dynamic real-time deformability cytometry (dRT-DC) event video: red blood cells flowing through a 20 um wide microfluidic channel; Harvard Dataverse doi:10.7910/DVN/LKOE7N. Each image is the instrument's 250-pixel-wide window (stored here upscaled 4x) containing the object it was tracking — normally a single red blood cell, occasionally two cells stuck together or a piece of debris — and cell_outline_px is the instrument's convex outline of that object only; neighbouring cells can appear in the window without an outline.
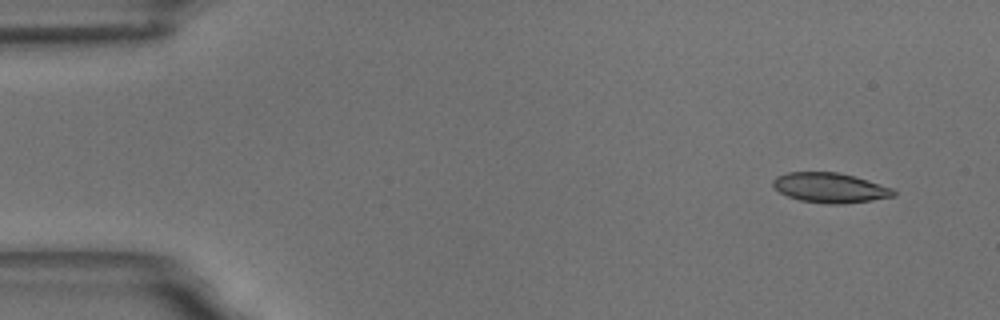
{"species": "common noctule bat (a hibernating species)", "species_latin": "Nyctalus noctula", "temperature_condition": "room temperature", "stored_images_in_passage": 5, "camera_frame_rate_fps": 3000, "um_per_image_px": 0.085, "animal": {"sex": "male", "body_mass_g": 18.8}, "frame": {"image": 1, "passage_image": 1, "time_ms": 0.0, "image_size_px": [1000, 320], "cell_outline_px": [[896, 196], [872, 200], [844, 204], [828, 204], [800, 200], [788, 196], [780, 192], [772, 184], [772, 180], [776, 176], [788, 172], [836, 172], [868, 180], [892, 188], [896, 192]], "centroid_in_image_um": [70.56, 15.96], "position_along_channel_um": 14.4, "area_um2": 20.92}}
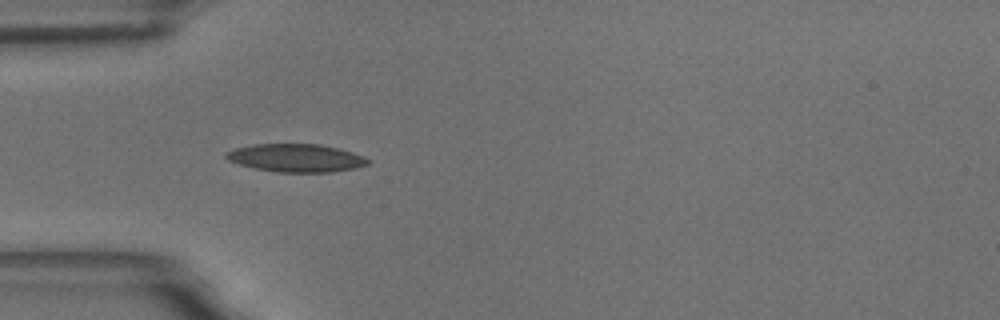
{"frame": {"image": 2, "passage_image": 4, "time_ms": 4.333, "image_size_px": [1000, 320], "cell_outline_px": [[372, 160], [368, 164], [356, 168], [332, 172], [276, 172], [256, 168], [240, 164], [228, 160], [224, 156], [224, 152], [236, 148], [252, 144], [320, 144], [340, 148], [364, 156]], "centroid_in_image_um": [25.19, 13.42], "position_along_channel_um": 59.8, "area_um2": 23.29}}
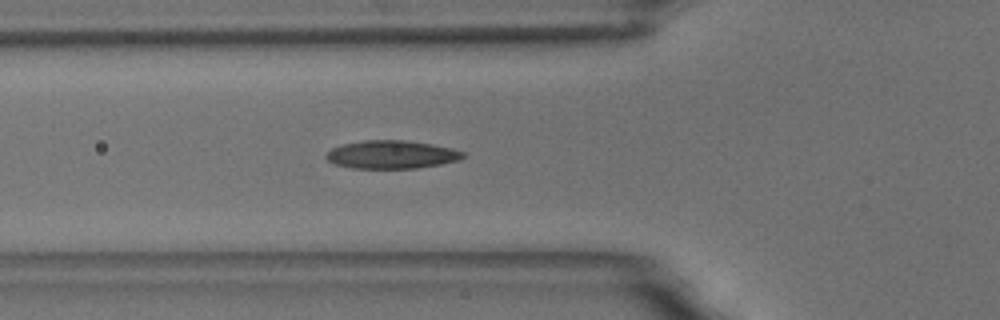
{"frame": {"image": 3, "passage_image": 5, "time_ms": 5.333, "image_size_px": [1000, 320], "cell_outline_px": [[464, 156], [460, 160], [440, 164], [416, 168], [352, 168], [336, 164], [328, 160], [324, 156], [332, 148], [344, 144], [364, 140], [404, 140], [432, 144], [452, 148], [464, 152]], "centroid_in_image_um": [33.3, 13.13], "position_along_channel_um": 92.5, "area_um2": 22.31}}